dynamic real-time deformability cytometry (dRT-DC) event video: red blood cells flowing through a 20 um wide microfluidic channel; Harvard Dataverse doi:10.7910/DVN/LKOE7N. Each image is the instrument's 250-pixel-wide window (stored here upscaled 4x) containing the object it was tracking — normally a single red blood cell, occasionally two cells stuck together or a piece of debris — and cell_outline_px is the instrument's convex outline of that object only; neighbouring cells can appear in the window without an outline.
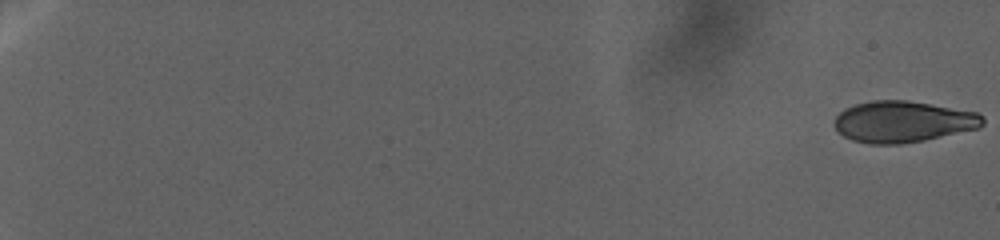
{"species": "human", "species_latin": "Homo sapiens", "temperature_condition": "warm", "stored_images_in_passage": 25, "camera_frame_rate_fps": 3000, "um_per_image_px": 0.085, "donor": {"sex": "female"}, "frame": {"image": 1, "passage_image": 1, "time_ms": 0.0, "image_size_px": [1000, 240], "cell_outline_px": [[984, 120], [976, 128], [920, 140], [888, 144], [880, 144], [856, 140], [844, 136], [836, 128], [836, 116], [840, 112], [848, 108], [860, 104], [880, 100], [900, 100], [976, 112]], "centroid_in_image_um": [76.72, 10.34], "position_along_channel_um": 8.3, "area_um2": 33.81}}